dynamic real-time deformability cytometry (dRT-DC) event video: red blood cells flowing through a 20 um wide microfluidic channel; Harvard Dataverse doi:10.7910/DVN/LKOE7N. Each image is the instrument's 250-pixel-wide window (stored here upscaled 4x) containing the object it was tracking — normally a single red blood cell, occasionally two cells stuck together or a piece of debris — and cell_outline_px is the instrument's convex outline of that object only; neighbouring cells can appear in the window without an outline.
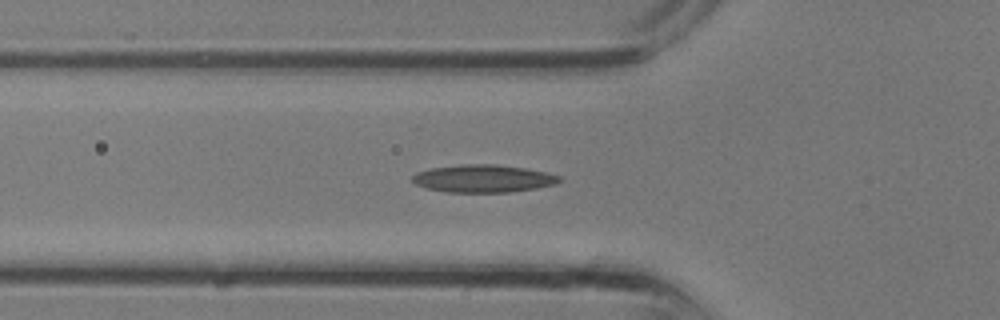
{"species": "common noctule bat (a hibernating species)", "species_latin": "Nyctalus noctula", "temperature_condition": "room temperature", "stored_images_in_passage": 24, "camera_frame_rate_fps": 3000, "um_per_image_px": 0.085, "animal": {"sex": "male", "body_mass_g": 13.3}, "frame": {"image": 1, "passage_image": 3, "time_ms": 0.667, "image_size_px": [1000, 320], "cell_outline_px": [[560, 180], [556, 184], [536, 188], [508, 192], [448, 192], [424, 188], [416, 184], [412, 180], [412, 176], [416, 172], [432, 168], [460, 164], [496, 164], [524, 168], [544, 172], [560, 176]], "centroid_in_image_um": [41.04, 15.17], "position_along_channel_um": 84.8, "area_um2": 23.58}}
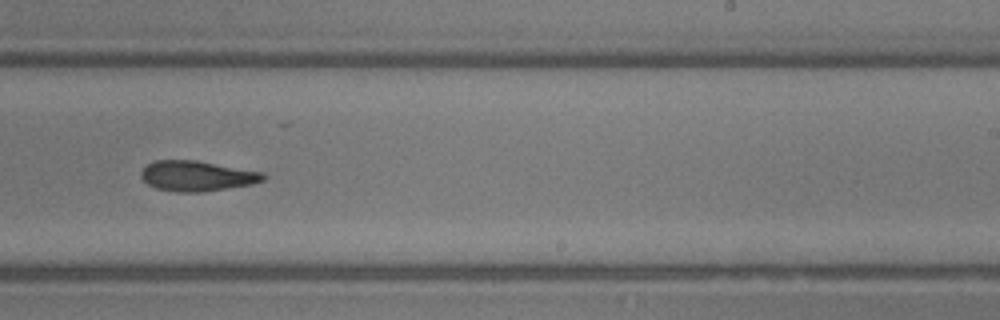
{"frame": {"image": 2, "passage_image": 12, "time_ms": 3.667, "image_size_px": [1000, 320], "cell_outline_px": [[264, 180], [252, 184], [204, 192], [176, 192], [156, 188], [148, 184], [140, 176], [140, 172], [152, 160], [196, 160], [264, 172]], "centroid_in_image_um": [16.73, 14.95], "position_along_channel_um": 272.3, "area_um2": 21.62}}
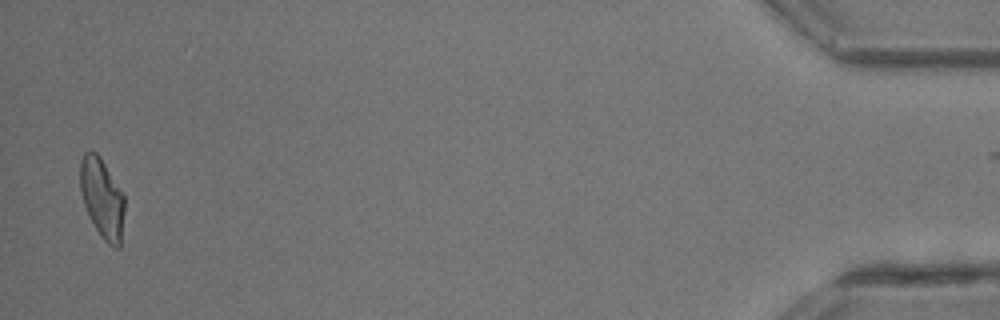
{"frame": {"image": 3, "passage_image": 24, "time_ms": 7.667, "image_size_px": [1000, 320], "cell_outline_px": [[124, 212], [120, 248], [116, 248], [108, 244], [100, 236], [84, 204], [80, 192], [80, 160], [84, 152], [96, 152], [100, 156], [124, 196]], "centroid_in_image_um": [8.67, 16.85], "position_along_channel_um": 426.5, "area_um2": 20.4}}